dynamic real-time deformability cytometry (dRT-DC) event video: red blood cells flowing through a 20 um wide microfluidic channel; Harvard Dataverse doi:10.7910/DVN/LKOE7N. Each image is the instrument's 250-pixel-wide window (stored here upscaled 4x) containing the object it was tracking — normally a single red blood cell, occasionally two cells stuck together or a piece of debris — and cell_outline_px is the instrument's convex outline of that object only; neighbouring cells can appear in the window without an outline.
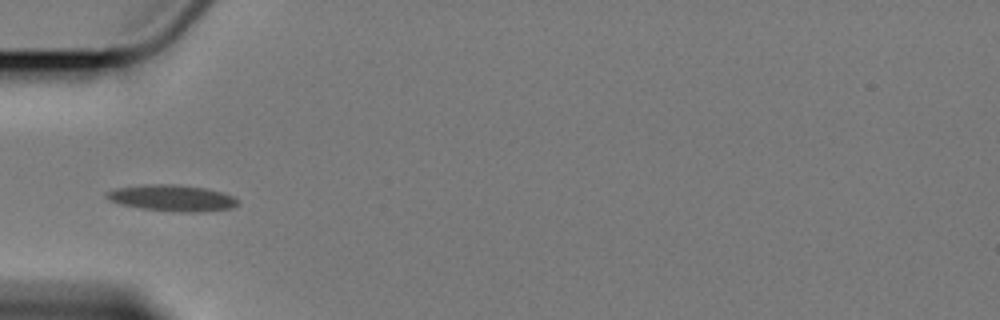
{"species": "Egyptian fruit bat (a non-hibernating species)", "species_latin": "Rousettus aegyptiacus", "temperature_condition": "cold", "stored_images_in_passage": 6, "camera_frame_rate_fps": 3000, "um_per_image_px": 0.085, "animal": {"sex": "female"}, "frame": {"image": 1, "passage_image": 4, "time_ms": 3.667, "image_size_px": [1000, 320], "cell_outline_px": [[240, 204], [232, 208], [204, 212], [180, 212], [140, 208], [120, 204], [108, 200], [104, 196], [104, 192], [116, 188], [148, 184], [172, 184], [204, 188], [220, 192], [232, 196], [240, 200]], "centroid_in_image_um": [14.62, 16.84], "position_along_channel_um": 70.4, "area_um2": 20.23}}
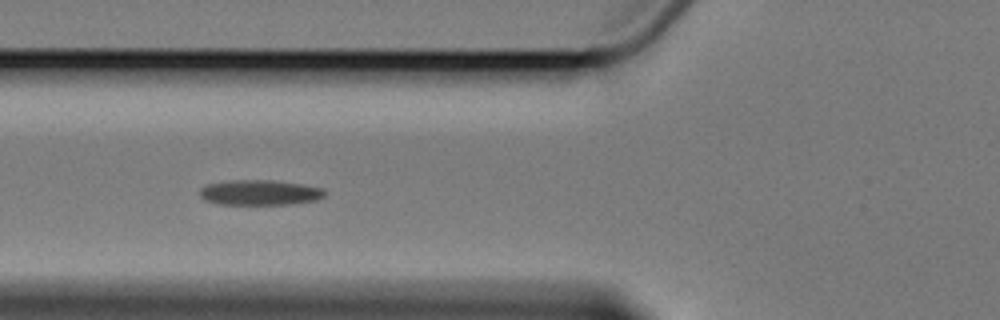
{"frame": {"image": 2, "passage_image": 5, "time_ms": 4.667, "image_size_px": [1000, 320], "cell_outline_px": [[324, 196], [316, 200], [292, 204], [220, 204], [204, 200], [200, 196], [200, 188], [208, 184], [232, 180], [272, 180], [300, 184], [320, 188], [324, 192]], "centroid_in_image_um": [22.04, 16.37], "position_along_channel_um": 103.8, "area_um2": 18.15}}
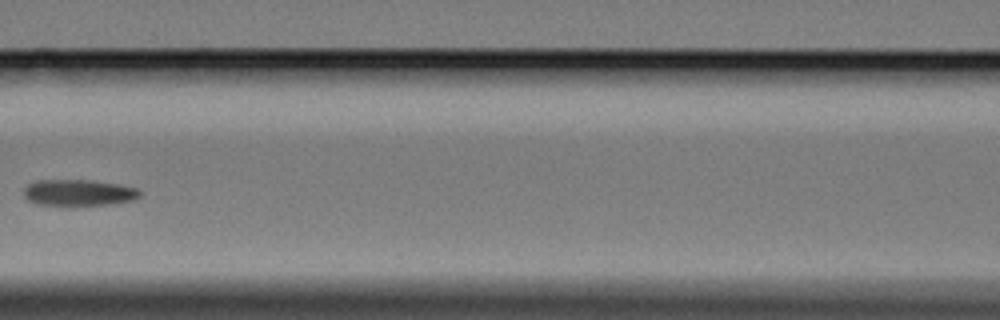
{"frame": {"image": 3, "passage_image": 6, "time_ms": 6.333, "image_size_px": [1000, 320], "cell_outline_px": [[140, 196], [132, 200], [108, 204], [36, 204], [28, 200], [24, 196], [24, 188], [28, 184], [36, 180], [92, 180], [120, 184], [136, 188], [140, 192]], "centroid_in_image_um": [6.67, 16.35], "position_along_channel_um": 159.9, "area_um2": 17.46}}